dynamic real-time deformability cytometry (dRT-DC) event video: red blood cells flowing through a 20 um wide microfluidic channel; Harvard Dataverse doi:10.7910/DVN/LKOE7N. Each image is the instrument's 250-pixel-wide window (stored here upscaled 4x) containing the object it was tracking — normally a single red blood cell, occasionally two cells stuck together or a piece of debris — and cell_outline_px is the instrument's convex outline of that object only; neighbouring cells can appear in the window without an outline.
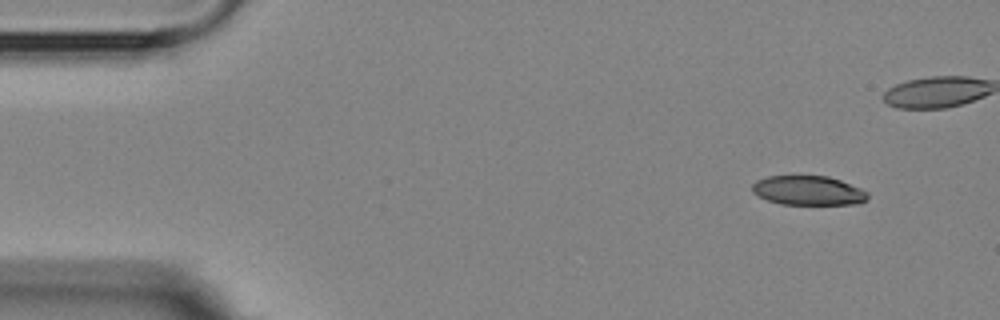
{"species": "Egyptian fruit bat (a non-hibernating species)", "species_latin": "Rousettus aegyptiacus", "temperature_condition": "room temperature", "stored_images_in_passage": 5, "camera_frame_rate_fps": 3000, "um_per_image_px": 0.085, "animal": {"sex": "female"}, "frame": {"image": 1, "passage_image": 1, "time_ms": 0.0, "image_size_px": [1000, 320], "cell_outline_px": [[868, 200], [860, 204], [780, 204], [768, 200], [752, 192], [752, 184], [756, 180], [768, 176], [828, 176], [840, 180], [860, 188], [868, 192]], "centroid_in_image_um": [68.72, 16.2], "position_along_channel_um": 16.3, "area_um2": 19.77}}